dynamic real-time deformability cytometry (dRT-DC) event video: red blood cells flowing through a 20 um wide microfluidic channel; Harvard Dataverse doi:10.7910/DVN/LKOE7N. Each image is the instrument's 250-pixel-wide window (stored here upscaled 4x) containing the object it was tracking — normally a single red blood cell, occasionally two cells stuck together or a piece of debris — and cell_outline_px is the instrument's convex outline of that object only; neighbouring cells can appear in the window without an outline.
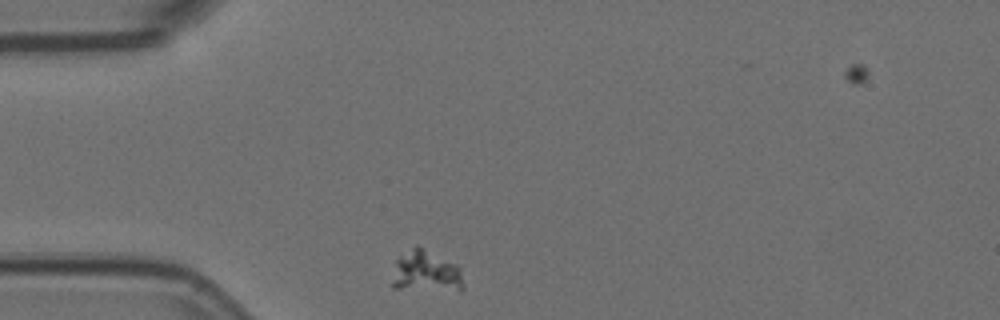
{"species": "Egyptian fruit bat (a non-hibernating species)", "species_latin": "Rousettus aegyptiacus", "temperature_condition": "room temperature", "stored_images_in_passage": 2, "camera_frame_rate_fps": 3000, "um_per_image_px": 0.085, "animal": {"sex": "female"}, "frame": {"image": 1, "passage_image": 1, "time_ms": 0.0, "image_size_px": [1000, 320], "cell_outline_px": [[464, 288], [460, 292], [392, 288], [392, 280], [396, 260], [400, 256], [416, 244], [456, 264], [460, 268], [464, 284]], "centroid_in_image_um": [36.24, 23.12], "position_along_channel_um": 48.8, "area_um2": 17.63}}